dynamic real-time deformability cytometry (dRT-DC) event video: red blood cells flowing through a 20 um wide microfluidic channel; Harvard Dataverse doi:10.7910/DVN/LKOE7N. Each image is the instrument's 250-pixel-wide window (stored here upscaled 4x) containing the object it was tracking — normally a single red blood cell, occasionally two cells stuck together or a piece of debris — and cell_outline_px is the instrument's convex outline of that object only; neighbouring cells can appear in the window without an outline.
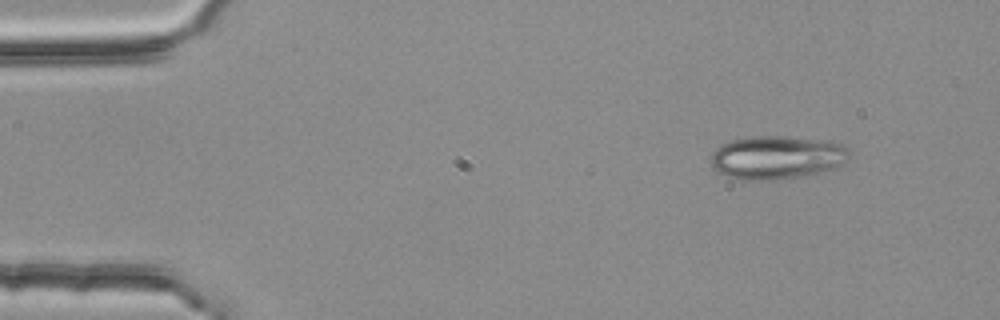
{"species": "common noctule bat (a hibernating species)", "species_latin": "Nyctalus noctula", "temperature_condition": "room temperature", "stored_images_in_passage": 4, "camera_frame_rate_fps": 3000, "um_per_image_px": 0.085, "animal": {"sex": "female", "body_mass_g": 25.1}, "frame": {"image": 1, "passage_image": 1, "time_ms": 0.0, "image_size_px": [1000, 320], "cell_outline_px": [[848, 160], [836, 168], [804, 176], [772, 180], [744, 180], [728, 176], [716, 172], [712, 168], [712, 152], [716, 148], [732, 140], [752, 136], [784, 136], [824, 140], [840, 144], [848, 148]], "centroid_in_image_um": [66.03, 13.39], "position_along_channel_um": 19.0, "area_um2": 35.03}}